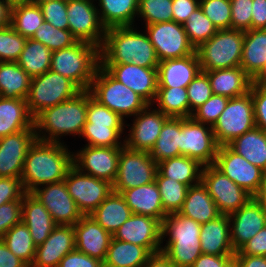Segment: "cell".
<instances>
[{"label": "cell", "instance_id": "61", "mask_svg": "<svg viewBox=\"0 0 266 267\" xmlns=\"http://www.w3.org/2000/svg\"><path fill=\"white\" fill-rule=\"evenodd\" d=\"M200 0H172L173 21L183 24L199 7Z\"/></svg>", "mask_w": 266, "mask_h": 267}, {"label": "cell", "instance_id": "44", "mask_svg": "<svg viewBox=\"0 0 266 267\" xmlns=\"http://www.w3.org/2000/svg\"><path fill=\"white\" fill-rule=\"evenodd\" d=\"M155 101L158 109L167 117H189V101L187 88L184 87H158Z\"/></svg>", "mask_w": 266, "mask_h": 267}, {"label": "cell", "instance_id": "62", "mask_svg": "<svg viewBox=\"0 0 266 267\" xmlns=\"http://www.w3.org/2000/svg\"><path fill=\"white\" fill-rule=\"evenodd\" d=\"M251 29H266V0H253Z\"/></svg>", "mask_w": 266, "mask_h": 267}, {"label": "cell", "instance_id": "56", "mask_svg": "<svg viewBox=\"0 0 266 267\" xmlns=\"http://www.w3.org/2000/svg\"><path fill=\"white\" fill-rule=\"evenodd\" d=\"M22 222V200L10 201L0 206V240L14 225Z\"/></svg>", "mask_w": 266, "mask_h": 267}, {"label": "cell", "instance_id": "14", "mask_svg": "<svg viewBox=\"0 0 266 267\" xmlns=\"http://www.w3.org/2000/svg\"><path fill=\"white\" fill-rule=\"evenodd\" d=\"M201 182L213 198L221 214L239 210L252 196L234 183L214 164L203 166Z\"/></svg>", "mask_w": 266, "mask_h": 267}, {"label": "cell", "instance_id": "68", "mask_svg": "<svg viewBox=\"0 0 266 267\" xmlns=\"http://www.w3.org/2000/svg\"><path fill=\"white\" fill-rule=\"evenodd\" d=\"M253 198L266 210V171L264 172L260 187Z\"/></svg>", "mask_w": 266, "mask_h": 267}, {"label": "cell", "instance_id": "54", "mask_svg": "<svg viewBox=\"0 0 266 267\" xmlns=\"http://www.w3.org/2000/svg\"><path fill=\"white\" fill-rule=\"evenodd\" d=\"M36 3L46 22L58 29L68 30L67 0H46Z\"/></svg>", "mask_w": 266, "mask_h": 267}, {"label": "cell", "instance_id": "31", "mask_svg": "<svg viewBox=\"0 0 266 267\" xmlns=\"http://www.w3.org/2000/svg\"><path fill=\"white\" fill-rule=\"evenodd\" d=\"M210 81L212 94L228 98L245 95L250 91L253 79L241 66L205 72Z\"/></svg>", "mask_w": 266, "mask_h": 267}, {"label": "cell", "instance_id": "34", "mask_svg": "<svg viewBox=\"0 0 266 267\" xmlns=\"http://www.w3.org/2000/svg\"><path fill=\"white\" fill-rule=\"evenodd\" d=\"M266 65V29L244 32L240 66L254 80Z\"/></svg>", "mask_w": 266, "mask_h": 267}, {"label": "cell", "instance_id": "8", "mask_svg": "<svg viewBox=\"0 0 266 267\" xmlns=\"http://www.w3.org/2000/svg\"><path fill=\"white\" fill-rule=\"evenodd\" d=\"M124 119L96 100L87 90V117L81 136L87 139V146L123 147L121 134Z\"/></svg>", "mask_w": 266, "mask_h": 267}, {"label": "cell", "instance_id": "69", "mask_svg": "<svg viewBox=\"0 0 266 267\" xmlns=\"http://www.w3.org/2000/svg\"><path fill=\"white\" fill-rule=\"evenodd\" d=\"M253 82L266 85V65L262 72L253 80Z\"/></svg>", "mask_w": 266, "mask_h": 267}, {"label": "cell", "instance_id": "7", "mask_svg": "<svg viewBox=\"0 0 266 267\" xmlns=\"http://www.w3.org/2000/svg\"><path fill=\"white\" fill-rule=\"evenodd\" d=\"M89 91L96 100L123 119L125 116L135 117L137 113L149 106L142 97L116 80L101 65L96 70Z\"/></svg>", "mask_w": 266, "mask_h": 267}, {"label": "cell", "instance_id": "47", "mask_svg": "<svg viewBox=\"0 0 266 267\" xmlns=\"http://www.w3.org/2000/svg\"><path fill=\"white\" fill-rule=\"evenodd\" d=\"M184 30L189 42L196 49L201 43L208 41L216 32L217 28L212 21L202 12L200 6L183 23Z\"/></svg>", "mask_w": 266, "mask_h": 267}, {"label": "cell", "instance_id": "38", "mask_svg": "<svg viewBox=\"0 0 266 267\" xmlns=\"http://www.w3.org/2000/svg\"><path fill=\"white\" fill-rule=\"evenodd\" d=\"M139 0H99L98 10L101 22L106 29L133 26L138 13ZM100 10V11H99Z\"/></svg>", "mask_w": 266, "mask_h": 267}, {"label": "cell", "instance_id": "52", "mask_svg": "<svg viewBox=\"0 0 266 267\" xmlns=\"http://www.w3.org/2000/svg\"><path fill=\"white\" fill-rule=\"evenodd\" d=\"M186 88L189 101V117H191L192 112L203 105L212 96L208 75L200 71Z\"/></svg>", "mask_w": 266, "mask_h": 267}, {"label": "cell", "instance_id": "65", "mask_svg": "<svg viewBox=\"0 0 266 267\" xmlns=\"http://www.w3.org/2000/svg\"><path fill=\"white\" fill-rule=\"evenodd\" d=\"M238 267H266V256L234 255Z\"/></svg>", "mask_w": 266, "mask_h": 267}, {"label": "cell", "instance_id": "73", "mask_svg": "<svg viewBox=\"0 0 266 267\" xmlns=\"http://www.w3.org/2000/svg\"><path fill=\"white\" fill-rule=\"evenodd\" d=\"M40 1H46V0H35L34 2H40Z\"/></svg>", "mask_w": 266, "mask_h": 267}, {"label": "cell", "instance_id": "1", "mask_svg": "<svg viewBox=\"0 0 266 267\" xmlns=\"http://www.w3.org/2000/svg\"><path fill=\"white\" fill-rule=\"evenodd\" d=\"M64 143L36 139L28 150L21 174L25 192L39 186L60 182L73 166V154ZM69 151V152H68Z\"/></svg>", "mask_w": 266, "mask_h": 267}, {"label": "cell", "instance_id": "43", "mask_svg": "<svg viewBox=\"0 0 266 267\" xmlns=\"http://www.w3.org/2000/svg\"><path fill=\"white\" fill-rule=\"evenodd\" d=\"M38 3L17 2L12 6L11 27L26 39H31L35 31L44 22Z\"/></svg>", "mask_w": 266, "mask_h": 267}, {"label": "cell", "instance_id": "72", "mask_svg": "<svg viewBox=\"0 0 266 267\" xmlns=\"http://www.w3.org/2000/svg\"><path fill=\"white\" fill-rule=\"evenodd\" d=\"M100 267H115V266H112V265H109L107 263H105L104 261L101 263Z\"/></svg>", "mask_w": 266, "mask_h": 267}, {"label": "cell", "instance_id": "33", "mask_svg": "<svg viewBox=\"0 0 266 267\" xmlns=\"http://www.w3.org/2000/svg\"><path fill=\"white\" fill-rule=\"evenodd\" d=\"M179 213L199 224L209 222L221 215L213 198L208 194L202 182L189 187Z\"/></svg>", "mask_w": 266, "mask_h": 267}, {"label": "cell", "instance_id": "17", "mask_svg": "<svg viewBox=\"0 0 266 267\" xmlns=\"http://www.w3.org/2000/svg\"><path fill=\"white\" fill-rule=\"evenodd\" d=\"M214 165L252 197L257 193L265 172L228 145L218 147Z\"/></svg>", "mask_w": 266, "mask_h": 267}, {"label": "cell", "instance_id": "20", "mask_svg": "<svg viewBox=\"0 0 266 267\" xmlns=\"http://www.w3.org/2000/svg\"><path fill=\"white\" fill-rule=\"evenodd\" d=\"M162 223L149 216L132 214L112 235L114 239L145 247L151 254L161 252Z\"/></svg>", "mask_w": 266, "mask_h": 267}, {"label": "cell", "instance_id": "49", "mask_svg": "<svg viewBox=\"0 0 266 267\" xmlns=\"http://www.w3.org/2000/svg\"><path fill=\"white\" fill-rule=\"evenodd\" d=\"M146 25L173 20L172 0H139L138 13Z\"/></svg>", "mask_w": 266, "mask_h": 267}, {"label": "cell", "instance_id": "2", "mask_svg": "<svg viewBox=\"0 0 266 267\" xmlns=\"http://www.w3.org/2000/svg\"><path fill=\"white\" fill-rule=\"evenodd\" d=\"M132 26L106 29L100 48V64H128L157 68L159 60L146 33L135 31Z\"/></svg>", "mask_w": 266, "mask_h": 267}, {"label": "cell", "instance_id": "22", "mask_svg": "<svg viewBox=\"0 0 266 267\" xmlns=\"http://www.w3.org/2000/svg\"><path fill=\"white\" fill-rule=\"evenodd\" d=\"M100 65L152 106L158 89L157 68H145L133 63Z\"/></svg>", "mask_w": 266, "mask_h": 267}, {"label": "cell", "instance_id": "10", "mask_svg": "<svg viewBox=\"0 0 266 267\" xmlns=\"http://www.w3.org/2000/svg\"><path fill=\"white\" fill-rule=\"evenodd\" d=\"M254 127V104L249 91L229 99L212 130L217 144L225 146Z\"/></svg>", "mask_w": 266, "mask_h": 267}, {"label": "cell", "instance_id": "66", "mask_svg": "<svg viewBox=\"0 0 266 267\" xmlns=\"http://www.w3.org/2000/svg\"><path fill=\"white\" fill-rule=\"evenodd\" d=\"M143 267H176L170 259L163 253L152 254Z\"/></svg>", "mask_w": 266, "mask_h": 267}, {"label": "cell", "instance_id": "28", "mask_svg": "<svg viewBox=\"0 0 266 267\" xmlns=\"http://www.w3.org/2000/svg\"><path fill=\"white\" fill-rule=\"evenodd\" d=\"M229 228L230 220L226 214L201 224V252L217 256H234L236 252L231 245Z\"/></svg>", "mask_w": 266, "mask_h": 267}, {"label": "cell", "instance_id": "27", "mask_svg": "<svg viewBox=\"0 0 266 267\" xmlns=\"http://www.w3.org/2000/svg\"><path fill=\"white\" fill-rule=\"evenodd\" d=\"M200 71L196 52L183 58L160 61L157 67L158 87L186 88Z\"/></svg>", "mask_w": 266, "mask_h": 267}, {"label": "cell", "instance_id": "55", "mask_svg": "<svg viewBox=\"0 0 266 267\" xmlns=\"http://www.w3.org/2000/svg\"><path fill=\"white\" fill-rule=\"evenodd\" d=\"M231 29L248 31L251 29L253 0H230Z\"/></svg>", "mask_w": 266, "mask_h": 267}, {"label": "cell", "instance_id": "42", "mask_svg": "<svg viewBox=\"0 0 266 267\" xmlns=\"http://www.w3.org/2000/svg\"><path fill=\"white\" fill-rule=\"evenodd\" d=\"M51 59L52 51L43 43L27 39L17 63L33 78L50 70Z\"/></svg>", "mask_w": 266, "mask_h": 267}, {"label": "cell", "instance_id": "25", "mask_svg": "<svg viewBox=\"0 0 266 267\" xmlns=\"http://www.w3.org/2000/svg\"><path fill=\"white\" fill-rule=\"evenodd\" d=\"M75 233V249L84 254L105 260L112 234L99 225L90 215H83L73 225Z\"/></svg>", "mask_w": 266, "mask_h": 267}, {"label": "cell", "instance_id": "46", "mask_svg": "<svg viewBox=\"0 0 266 267\" xmlns=\"http://www.w3.org/2000/svg\"><path fill=\"white\" fill-rule=\"evenodd\" d=\"M166 214L178 213L184 203L189 187L174 179L162 176L158 171L155 177Z\"/></svg>", "mask_w": 266, "mask_h": 267}, {"label": "cell", "instance_id": "4", "mask_svg": "<svg viewBox=\"0 0 266 267\" xmlns=\"http://www.w3.org/2000/svg\"><path fill=\"white\" fill-rule=\"evenodd\" d=\"M201 224L178 213L167 214L162 222V240L169 235L163 252L176 267H191L202 254ZM167 234V235H166Z\"/></svg>", "mask_w": 266, "mask_h": 267}, {"label": "cell", "instance_id": "64", "mask_svg": "<svg viewBox=\"0 0 266 267\" xmlns=\"http://www.w3.org/2000/svg\"><path fill=\"white\" fill-rule=\"evenodd\" d=\"M0 267H28L0 240Z\"/></svg>", "mask_w": 266, "mask_h": 267}, {"label": "cell", "instance_id": "18", "mask_svg": "<svg viewBox=\"0 0 266 267\" xmlns=\"http://www.w3.org/2000/svg\"><path fill=\"white\" fill-rule=\"evenodd\" d=\"M43 186L36 188L31 194L50 212L57 225L73 226L81 219L83 214L70 196L64 180Z\"/></svg>", "mask_w": 266, "mask_h": 267}, {"label": "cell", "instance_id": "60", "mask_svg": "<svg viewBox=\"0 0 266 267\" xmlns=\"http://www.w3.org/2000/svg\"><path fill=\"white\" fill-rule=\"evenodd\" d=\"M235 255L266 256V226L247 241Z\"/></svg>", "mask_w": 266, "mask_h": 267}, {"label": "cell", "instance_id": "70", "mask_svg": "<svg viewBox=\"0 0 266 267\" xmlns=\"http://www.w3.org/2000/svg\"><path fill=\"white\" fill-rule=\"evenodd\" d=\"M225 267H238L234 259H232Z\"/></svg>", "mask_w": 266, "mask_h": 267}, {"label": "cell", "instance_id": "30", "mask_svg": "<svg viewBox=\"0 0 266 267\" xmlns=\"http://www.w3.org/2000/svg\"><path fill=\"white\" fill-rule=\"evenodd\" d=\"M132 214L149 216L161 223L167 214L164 212L161 196L156 182L123 190L120 193Z\"/></svg>", "mask_w": 266, "mask_h": 267}, {"label": "cell", "instance_id": "41", "mask_svg": "<svg viewBox=\"0 0 266 267\" xmlns=\"http://www.w3.org/2000/svg\"><path fill=\"white\" fill-rule=\"evenodd\" d=\"M180 132L181 118L169 117L161 129L155 145L149 152L156 163L180 156L178 147L180 146Z\"/></svg>", "mask_w": 266, "mask_h": 267}, {"label": "cell", "instance_id": "50", "mask_svg": "<svg viewBox=\"0 0 266 267\" xmlns=\"http://www.w3.org/2000/svg\"><path fill=\"white\" fill-rule=\"evenodd\" d=\"M26 40L11 25L0 28V62H17Z\"/></svg>", "mask_w": 266, "mask_h": 267}, {"label": "cell", "instance_id": "45", "mask_svg": "<svg viewBox=\"0 0 266 267\" xmlns=\"http://www.w3.org/2000/svg\"><path fill=\"white\" fill-rule=\"evenodd\" d=\"M2 240L11 252H13L28 267L31 266L35 258L37 246L33 242L28 227L23 222H20L9 229L4 234Z\"/></svg>", "mask_w": 266, "mask_h": 267}, {"label": "cell", "instance_id": "26", "mask_svg": "<svg viewBox=\"0 0 266 267\" xmlns=\"http://www.w3.org/2000/svg\"><path fill=\"white\" fill-rule=\"evenodd\" d=\"M75 250V233L71 225H57L49 237L36 247L30 267H58L60 260Z\"/></svg>", "mask_w": 266, "mask_h": 267}, {"label": "cell", "instance_id": "57", "mask_svg": "<svg viewBox=\"0 0 266 267\" xmlns=\"http://www.w3.org/2000/svg\"><path fill=\"white\" fill-rule=\"evenodd\" d=\"M250 92L254 104L255 126L266 132V85L253 82Z\"/></svg>", "mask_w": 266, "mask_h": 267}, {"label": "cell", "instance_id": "15", "mask_svg": "<svg viewBox=\"0 0 266 267\" xmlns=\"http://www.w3.org/2000/svg\"><path fill=\"white\" fill-rule=\"evenodd\" d=\"M145 26L159 62L183 58L195 53V48L189 42L183 24L172 20Z\"/></svg>", "mask_w": 266, "mask_h": 267}, {"label": "cell", "instance_id": "12", "mask_svg": "<svg viewBox=\"0 0 266 267\" xmlns=\"http://www.w3.org/2000/svg\"><path fill=\"white\" fill-rule=\"evenodd\" d=\"M180 156L197 160L203 166L215 163L219 145L215 140L212 127L194 120L181 118Z\"/></svg>", "mask_w": 266, "mask_h": 267}, {"label": "cell", "instance_id": "51", "mask_svg": "<svg viewBox=\"0 0 266 267\" xmlns=\"http://www.w3.org/2000/svg\"><path fill=\"white\" fill-rule=\"evenodd\" d=\"M199 6L217 30L231 29L230 0H200Z\"/></svg>", "mask_w": 266, "mask_h": 267}, {"label": "cell", "instance_id": "21", "mask_svg": "<svg viewBox=\"0 0 266 267\" xmlns=\"http://www.w3.org/2000/svg\"><path fill=\"white\" fill-rule=\"evenodd\" d=\"M36 139L35 127L0 138V177H21L28 150Z\"/></svg>", "mask_w": 266, "mask_h": 267}, {"label": "cell", "instance_id": "40", "mask_svg": "<svg viewBox=\"0 0 266 267\" xmlns=\"http://www.w3.org/2000/svg\"><path fill=\"white\" fill-rule=\"evenodd\" d=\"M151 255L145 247L112 238L104 262L115 267H143Z\"/></svg>", "mask_w": 266, "mask_h": 267}, {"label": "cell", "instance_id": "9", "mask_svg": "<svg viewBox=\"0 0 266 267\" xmlns=\"http://www.w3.org/2000/svg\"><path fill=\"white\" fill-rule=\"evenodd\" d=\"M80 91L71 80L49 70L32 78L26 98L28 110L35 118L45 108L60 104L74 97Z\"/></svg>", "mask_w": 266, "mask_h": 267}, {"label": "cell", "instance_id": "5", "mask_svg": "<svg viewBox=\"0 0 266 267\" xmlns=\"http://www.w3.org/2000/svg\"><path fill=\"white\" fill-rule=\"evenodd\" d=\"M100 65V48L86 41L52 52L50 70L71 80L80 90H89Z\"/></svg>", "mask_w": 266, "mask_h": 267}, {"label": "cell", "instance_id": "29", "mask_svg": "<svg viewBox=\"0 0 266 267\" xmlns=\"http://www.w3.org/2000/svg\"><path fill=\"white\" fill-rule=\"evenodd\" d=\"M22 222L28 227L36 246L41 245L57 226L44 205L27 192L22 197Z\"/></svg>", "mask_w": 266, "mask_h": 267}, {"label": "cell", "instance_id": "6", "mask_svg": "<svg viewBox=\"0 0 266 267\" xmlns=\"http://www.w3.org/2000/svg\"><path fill=\"white\" fill-rule=\"evenodd\" d=\"M244 44V31L223 29L201 43L195 52L201 71L229 69L240 66Z\"/></svg>", "mask_w": 266, "mask_h": 267}, {"label": "cell", "instance_id": "59", "mask_svg": "<svg viewBox=\"0 0 266 267\" xmlns=\"http://www.w3.org/2000/svg\"><path fill=\"white\" fill-rule=\"evenodd\" d=\"M101 263V260L75 249L60 260L58 267H100Z\"/></svg>", "mask_w": 266, "mask_h": 267}, {"label": "cell", "instance_id": "36", "mask_svg": "<svg viewBox=\"0 0 266 267\" xmlns=\"http://www.w3.org/2000/svg\"><path fill=\"white\" fill-rule=\"evenodd\" d=\"M228 146L249 163L266 171V132L258 127L245 132Z\"/></svg>", "mask_w": 266, "mask_h": 267}, {"label": "cell", "instance_id": "16", "mask_svg": "<svg viewBox=\"0 0 266 267\" xmlns=\"http://www.w3.org/2000/svg\"><path fill=\"white\" fill-rule=\"evenodd\" d=\"M94 0H67L68 30L78 41L101 48L106 28L103 26Z\"/></svg>", "mask_w": 266, "mask_h": 267}, {"label": "cell", "instance_id": "3", "mask_svg": "<svg viewBox=\"0 0 266 267\" xmlns=\"http://www.w3.org/2000/svg\"><path fill=\"white\" fill-rule=\"evenodd\" d=\"M86 117L87 90H81L74 97L55 106L45 108L34 118L36 137L44 142L60 143L59 136L69 133V135L78 134L81 136Z\"/></svg>", "mask_w": 266, "mask_h": 267}, {"label": "cell", "instance_id": "19", "mask_svg": "<svg viewBox=\"0 0 266 267\" xmlns=\"http://www.w3.org/2000/svg\"><path fill=\"white\" fill-rule=\"evenodd\" d=\"M121 148L86 145L78 153L73 154V165L83 173L113 184L117 175Z\"/></svg>", "mask_w": 266, "mask_h": 267}, {"label": "cell", "instance_id": "71", "mask_svg": "<svg viewBox=\"0 0 266 267\" xmlns=\"http://www.w3.org/2000/svg\"><path fill=\"white\" fill-rule=\"evenodd\" d=\"M7 1H9L12 4H14V3H17V2H31V1H35V0H7Z\"/></svg>", "mask_w": 266, "mask_h": 267}, {"label": "cell", "instance_id": "13", "mask_svg": "<svg viewBox=\"0 0 266 267\" xmlns=\"http://www.w3.org/2000/svg\"><path fill=\"white\" fill-rule=\"evenodd\" d=\"M64 182L72 199L83 215H90L113 191V184L81 172L74 165Z\"/></svg>", "mask_w": 266, "mask_h": 267}, {"label": "cell", "instance_id": "67", "mask_svg": "<svg viewBox=\"0 0 266 267\" xmlns=\"http://www.w3.org/2000/svg\"><path fill=\"white\" fill-rule=\"evenodd\" d=\"M12 6L9 1L0 0V28L11 25Z\"/></svg>", "mask_w": 266, "mask_h": 267}, {"label": "cell", "instance_id": "23", "mask_svg": "<svg viewBox=\"0 0 266 267\" xmlns=\"http://www.w3.org/2000/svg\"><path fill=\"white\" fill-rule=\"evenodd\" d=\"M228 217L230 241L235 252L266 226V210L253 197Z\"/></svg>", "mask_w": 266, "mask_h": 267}, {"label": "cell", "instance_id": "48", "mask_svg": "<svg viewBox=\"0 0 266 267\" xmlns=\"http://www.w3.org/2000/svg\"><path fill=\"white\" fill-rule=\"evenodd\" d=\"M31 39L43 43L52 52L70 47L78 41L69 30L58 29L46 21L37 28Z\"/></svg>", "mask_w": 266, "mask_h": 267}, {"label": "cell", "instance_id": "32", "mask_svg": "<svg viewBox=\"0 0 266 267\" xmlns=\"http://www.w3.org/2000/svg\"><path fill=\"white\" fill-rule=\"evenodd\" d=\"M35 127L25 99L0 96V138Z\"/></svg>", "mask_w": 266, "mask_h": 267}, {"label": "cell", "instance_id": "39", "mask_svg": "<svg viewBox=\"0 0 266 267\" xmlns=\"http://www.w3.org/2000/svg\"><path fill=\"white\" fill-rule=\"evenodd\" d=\"M32 78L17 62H0V96L10 99H25Z\"/></svg>", "mask_w": 266, "mask_h": 267}, {"label": "cell", "instance_id": "11", "mask_svg": "<svg viewBox=\"0 0 266 267\" xmlns=\"http://www.w3.org/2000/svg\"><path fill=\"white\" fill-rule=\"evenodd\" d=\"M157 163L149 152L121 148L118 169L113 191L121 193L123 190L139 187L155 181Z\"/></svg>", "mask_w": 266, "mask_h": 267}, {"label": "cell", "instance_id": "58", "mask_svg": "<svg viewBox=\"0 0 266 267\" xmlns=\"http://www.w3.org/2000/svg\"><path fill=\"white\" fill-rule=\"evenodd\" d=\"M25 193L20 177H0V206L22 200Z\"/></svg>", "mask_w": 266, "mask_h": 267}, {"label": "cell", "instance_id": "53", "mask_svg": "<svg viewBox=\"0 0 266 267\" xmlns=\"http://www.w3.org/2000/svg\"><path fill=\"white\" fill-rule=\"evenodd\" d=\"M229 99L225 96L212 94L203 105L194 110L195 112H192L191 117L198 122L213 127L226 108Z\"/></svg>", "mask_w": 266, "mask_h": 267}, {"label": "cell", "instance_id": "35", "mask_svg": "<svg viewBox=\"0 0 266 267\" xmlns=\"http://www.w3.org/2000/svg\"><path fill=\"white\" fill-rule=\"evenodd\" d=\"M131 215V209L123 196L114 191L90 214L99 225L112 235Z\"/></svg>", "mask_w": 266, "mask_h": 267}, {"label": "cell", "instance_id": "24", "mask_svg": "<svg viewBox=\"0 0 266 267\" xmlns=\"http://www.w3.org/2000/svg\"><path fill=\"white\" fill-rule=\"evenodd\" d=\"M149 106L137 113L129 137L124 145L132 150L150 152L159 137L165 121L169 118L158 109L149 110ZM149 111V112H148Z\"/></svg>", "mask_w": 266, "mask_h": 267}, {"label": "cell", "instance_id": "37", "mask_svg": "<svg viewBox=\"0 0 266 267\" xmlns=\"http://www.w3.org/2000/svg\"><path fill=\"white\" fill-rule=\"evenodd\" d=\"M203 165L187 156L173 157L157 163V171L164 177L174 179L188 187L201 182Z\"/></svg>", "mask_w": 266, "mask_h": 267}, {"label": "cell", "instance_id": "63", "mask_svg": "<svg viewBox=\"0 0 266 267\" xmlns=\"http://www.w3.org/2000/svg\"><path fill=\"white\" fill-rule=\"evenodd\" d=\"M233 258L202 253L191 267H225Z\"/></svg>", "mask_w": 266, "mask_h": 267}]
</instances>
